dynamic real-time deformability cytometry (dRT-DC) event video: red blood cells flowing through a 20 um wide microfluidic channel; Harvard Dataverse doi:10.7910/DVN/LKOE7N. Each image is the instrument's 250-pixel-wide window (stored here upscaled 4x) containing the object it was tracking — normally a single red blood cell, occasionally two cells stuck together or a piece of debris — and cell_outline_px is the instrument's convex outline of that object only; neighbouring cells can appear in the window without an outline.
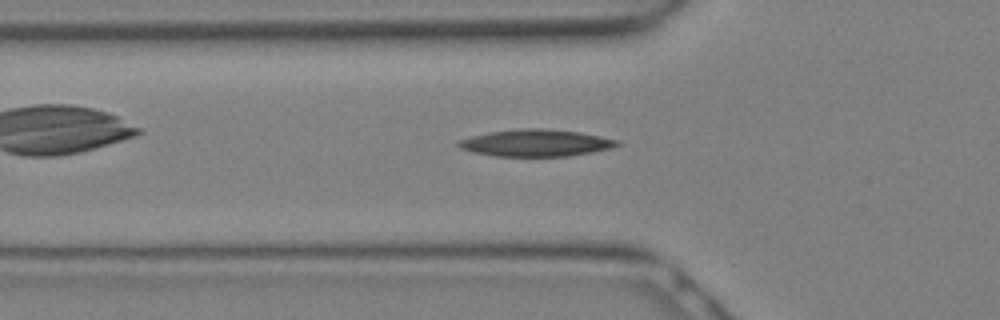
{"species": "Egyptian fruit bat (a non-hibernating species)", "species_latin": "Rousettus aegyptiacus", "temperature_condition": "warm", "stored_images_in_passage": 20, "camera_frame_rate_fps": 3000, "um_per_image_px": 0.085, "animal": {"sex": "female"}, "frame": {"image": 1, "passage_image": 9, "time_ms": 2.667, "image_size_px": [1000, 320], "cell_outline_px": [[624, 144], [612, 148], [592, 152], [568, 156], [496, 156], [472, 152], [460, 148], [456, 144], [460, 140], [472, 136], [488, 132], [520, 128], [540, 128], [580, 132], [620, 140]], "centroid_in_image_um": [45.59, 12.15], "position_along_channel_um": 80.2, "area_um2": 25.03}}
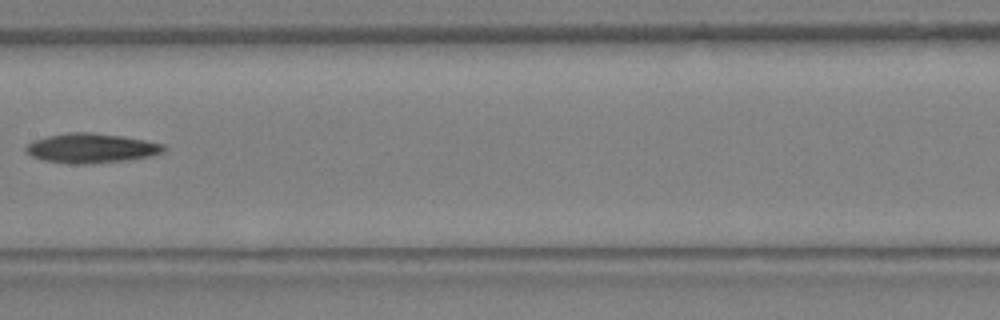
{"frame": {"image": 2, "passage_image": 14, "time_ms": 4.333, "image_size_px": [1000, 320], "cell_outline_px": [[168, 148], [164, 152], [152, 156], [124, 160], [88, 164], [68, 164], [44, 160], [32, 156], [24, 148], [32, 140], [48, 136], [68, 132], [92, 132], [124, 136], [164, 144]], "centroid_in_image_um": [7.78, 12.59], "position_along_channel_um": 199.6, "area_um2": 23.87}}
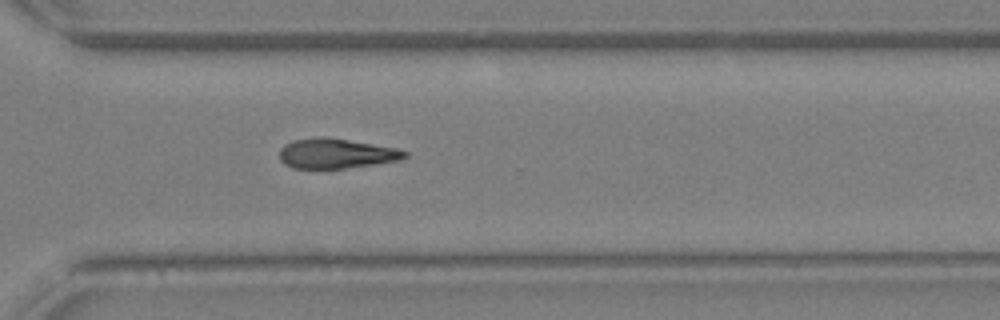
{"frame": {"image": 3, "passage_image": 20, "time_ms": 6.333, "image_size_px": [1000, 320], "cell_outline_px": [[408, 156], [400, 160], [376, 164], [344, 168], [292, 168], [284, 164], [280, 160], [280, 148], [284, 144], [292, 140], [320, 136], [324, 136], [396, 148], [408, 152]], "centroid_in_image_um": [28.55, 13.04], "position_along_channel_um": 342.1, "area_um2": 21.85}}